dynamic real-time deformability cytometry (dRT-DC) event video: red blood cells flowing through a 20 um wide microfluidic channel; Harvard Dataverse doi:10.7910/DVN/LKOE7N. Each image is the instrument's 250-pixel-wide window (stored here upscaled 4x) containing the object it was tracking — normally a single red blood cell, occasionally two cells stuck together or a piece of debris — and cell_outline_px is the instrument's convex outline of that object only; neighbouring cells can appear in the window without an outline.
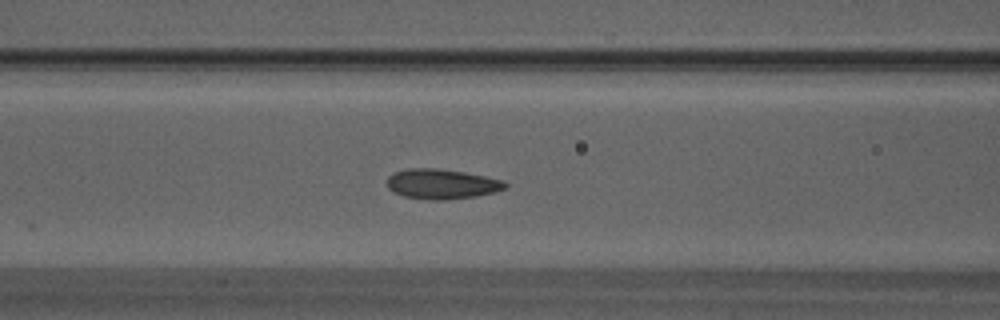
{"species": "Egyptian fruit bat (a non-hibernating species)", "species_latin": "Rousettus aegyptiacus", "temperature_condition": "warm", "stored_images_in_passage": 15, "camera_frame_rate_fps": 3000, "um_per_image_px": 0.085, "animal": {"sex": "male"}, "frame": {"image": 1, "passage_image": 8, "time_ms": 2.333, "image_size_px": [1000, 320], "cell_outline_px": [[508, 188], [496, 192], [476, 196], [444, 200], [432, 200], [404, 196], [392, 192], [388, 188], [388, 176], [392, 172], [408, 168], [436, 168], [464, 172], [504, 180], [508, 184]], "centroid_in_image_um": [37.56, 15.64], "position_along_channel_um": 129.0, "area_um2": 20.81}}
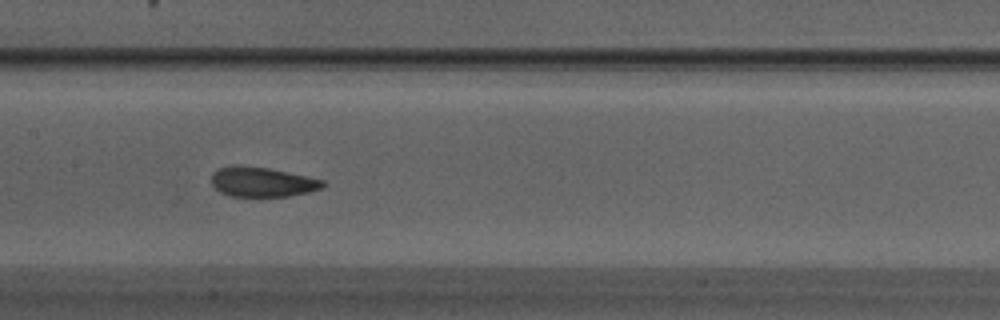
{"frame": {"image": 2, "passage_image": 12, "time_ms": 3.667, "image_size_px": [1000, 320], "cell_outline_px": [[328, 184], [320, 188], [308, 192], [288, 196], [232, 196], [220, 192], [212, 184], [212, 172], [216, 168], [232, 164], [240, 164], [268, 168], [288, 172], [324, 180]], "centroid_in_image_um": [22.25, 15.44], "position_along_channel_um": 185.2, "area_um2": 19.48}}